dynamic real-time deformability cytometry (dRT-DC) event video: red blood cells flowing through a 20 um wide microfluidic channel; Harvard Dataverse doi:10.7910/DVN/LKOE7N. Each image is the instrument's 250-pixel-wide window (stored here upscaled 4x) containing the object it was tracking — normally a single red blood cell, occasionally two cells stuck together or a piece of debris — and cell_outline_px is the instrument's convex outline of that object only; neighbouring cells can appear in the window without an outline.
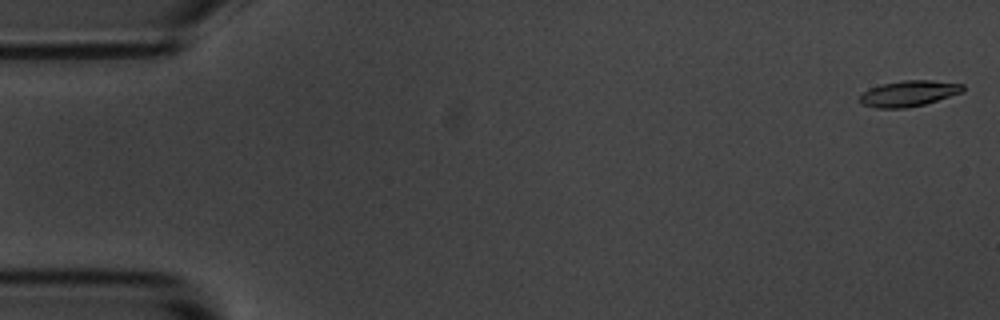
{"species": "common noctule bat (a hibernating species)", "species_latin": "Nyctalus noctula", "temperature_condition": "room temperature", "stored_images_in_passage": 5, "camera_frame_rate_fps": 3000, "um_per_image_px": 0.085, "animal": {"sex": "male", "body_mass_g": 20.1, "forearm_length_mm": 53.5}, "frame": {"image": 1, "passage_image": 1, "time_ms": 0.0, "image_size_px": [1000, 320], "cell_outline_px": [[964, 92], [924, 104], [904, 108], [876, 108], [860, 104], [860, 96], [868, 88], [880, 84], [904, 80], [932, 80], [964, 84]], "centroid_in_image_um": [77.24, 7.94], "position_along_channel_um": 7.8, "area_um2": 15.61}}
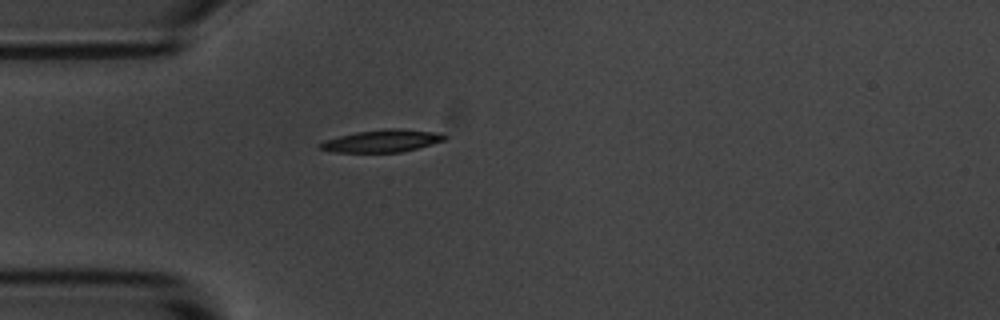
{"frame": {"image": 2, "passage_image": 5, "time_ms": 4.667, "image_size_px": [1000, 320], "cell_outline_px": [[448, 136], [444, 140], [432, 144], [400, 152], [332, 152], [320, 148], [316, 144], [324, 140], [356, 132], [384, 128], [400, 128], [440, 132]], "centroid_in_image_um": [32.48, 11.96], "position_along_channel_um": 52.5, "area_um2": 16.36}}